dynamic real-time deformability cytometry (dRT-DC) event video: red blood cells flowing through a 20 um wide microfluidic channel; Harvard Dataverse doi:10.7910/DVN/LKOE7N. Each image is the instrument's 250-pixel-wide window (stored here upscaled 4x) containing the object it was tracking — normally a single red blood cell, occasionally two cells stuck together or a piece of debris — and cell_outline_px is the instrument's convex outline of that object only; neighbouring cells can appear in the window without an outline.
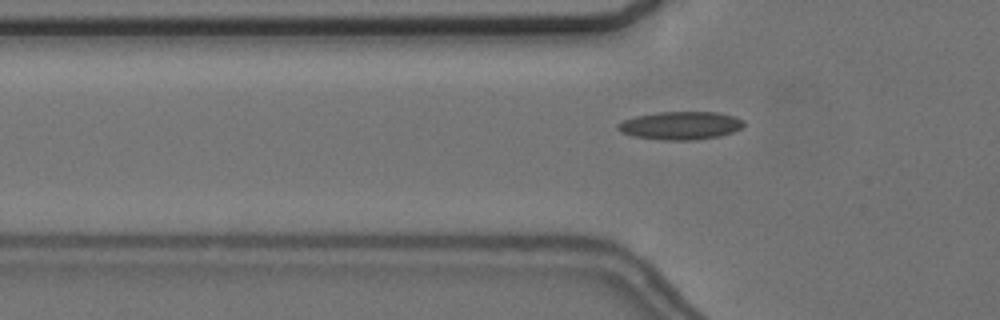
{"species": "common noctule bat (a hibernating species)", "species_latin": "Nyctalus noctula", "temperature_condition": "cold", "stored_images_in_passage": 42, "camera_frame_rate_fps": 3000, "um_per_image_px": 0.085, "animal": {"sex": "female", "body_mass_g": 24.6, "forearm_length_mm": 56.2}, "frame": {"image": 1, "passage_image": 8, "time_ms": 2.333, "image_size_px": [1000, 320], "cell_outline_px": [[744, 124], [740, 128], [732, 132], [720, 136], [696, 140], [664, 140], [632, 136], [620, 132], [616, 128], [616, 124], [624, 120], [636, 116], [656, 112], [716, 112], [732, 116], [744, 120]], "centroid_in_image_um": [57.81, 10.67], "position_along_channel_um": 68.0, "area_um2": 20.63}}
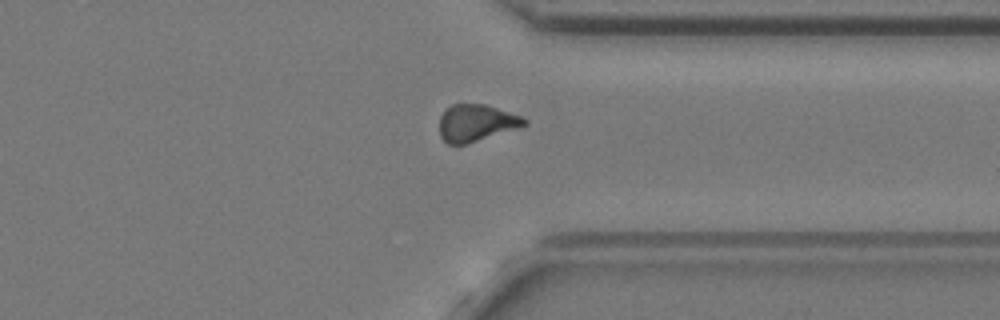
{"frame": {"image": 2, "passage_image": 33, "time_ms": 10.667, "image_size_px": [1000, 320], "cell_outline_px": [[528, 124], [520, 128], [464, 144], [448, 144], [440, 136], [440, 116], [452, 104], [484, 104], [520, 116], [528, 120]], "centroid_in_image_um": [40.49, 10.45], "position_along_channel_um": 370.9, "area_um2": 18.03}}
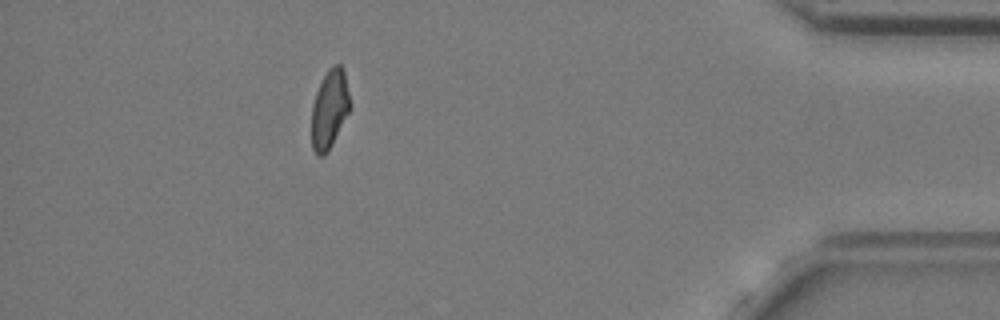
{"frame": {"image": 3, "passage_image": 40, "time_ms": 13.0, "image_size_px": [1000, 320], "cell_outline_px": [[348, 112], [328, 152], [324, 156], [316, 156], [312, 148], [312, 104], [316, 92], [328, 68], [332, 64], [340, 64], [344, 68], [348, 92]], "centroid_in_image_um": [27.98, 9.28], "position_along_channel_um": 407.2, "area_um2": 17.34}}